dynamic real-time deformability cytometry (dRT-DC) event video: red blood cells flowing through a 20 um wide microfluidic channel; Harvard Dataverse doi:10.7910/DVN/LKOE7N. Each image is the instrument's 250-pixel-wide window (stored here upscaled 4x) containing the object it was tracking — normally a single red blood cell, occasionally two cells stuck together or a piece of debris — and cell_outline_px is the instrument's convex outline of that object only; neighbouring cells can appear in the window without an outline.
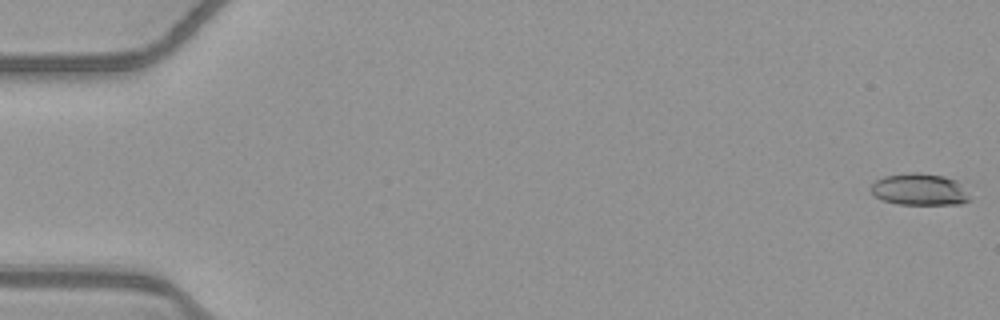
{"species": "common noctule bat (a hibernating species)", "species_latin": "Nyctalus noctula", "temperature_condition": "warm", "stored_images_in_passage": 53, "camera_frame_rate_fps": 3000, "um_per_image_px": 0.085, "animal": {"sex": "female", "body_mass_g": 21.9}, "frame": {"image": 1, "passage_image": 1, "time_ms": 0.0, "image_size_px": [1000, 320], "cell_outline_px": [[972, 200], [960, 204], [896, 204], [880, 200], [872, 192], [872, 184], [876, 180], [884, 176], [912, 172], [916, 172], [944, 176], [956, 180]], "centroid_in_image_um": [78.14, 16.11], "position_along_channel_um": 6.9, "area_um2": 18.21}}
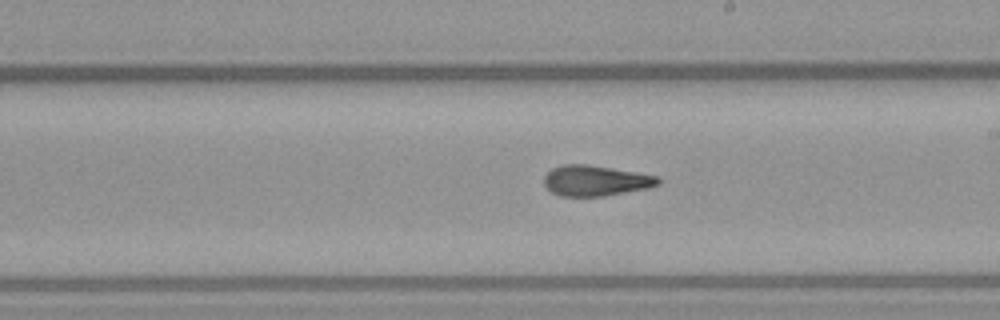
{"frame": {"image": 2, "passage_image": 31, "time_ms": 10.0, "image_size_px": [1000, 320], "cell_outline_px": [[664, 180], [660, 184], [648, 188], [604, 196], [560, 196], [552, 192], [544, 184], [544, 176], [552, 168], [564, 164], [588, 164], [636, 172], [656, 176]], "centroid_in_image_um": [50.64, 15.35], "position_along_channel_um": 238.4, "area_um2": 20.35}}
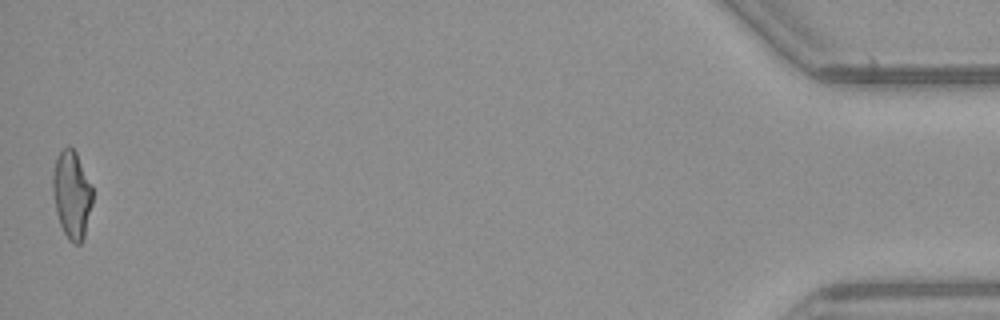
{"frame": {"image": 3, "passage_image": 53, "time_ms": 17.333, "image_size_px": [1000, 320], "cell_outline_px": [[92, 204], [84, 236], [80, 244], [72, 244], [68, 240], [60, 224], [56, 212], [52, 188], [52, 176], [56, 156], [68, 144], [76, 152], [92, 188]], "centroid_in_image_um": [6.08, 16.55], "position_along_channel_um": 429.1, "area_um2": 20.23}, "authors_computed_cell_mechanics": {"area_um2": 20.3456, "velocity_mm_per_s": 3.93, "shape_relaxation_time_tau1_ms": 10.7548, "shape_relaxation_time_tau2_ms": 1.6993, "deformation_change_tau1": 0.2814, "deformation_change_tau2": 0.106}}